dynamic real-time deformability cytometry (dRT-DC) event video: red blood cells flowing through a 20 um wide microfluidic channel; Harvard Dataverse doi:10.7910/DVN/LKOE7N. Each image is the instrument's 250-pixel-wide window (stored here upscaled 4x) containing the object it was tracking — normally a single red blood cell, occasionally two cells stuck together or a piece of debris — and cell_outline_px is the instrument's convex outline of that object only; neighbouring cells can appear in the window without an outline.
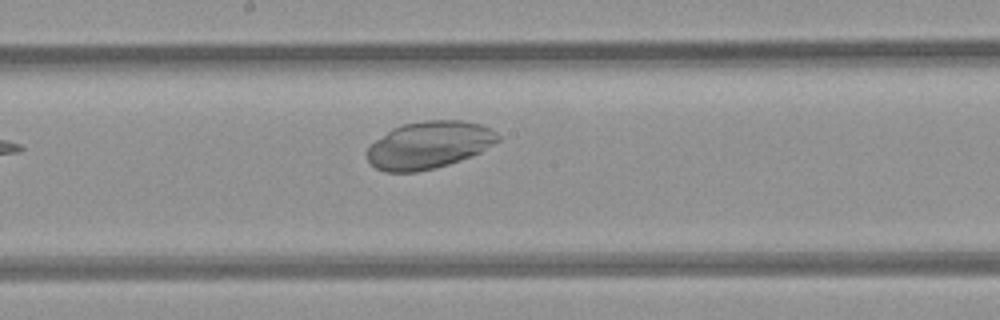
{"species": "common noctule bat (a hibernating species)", "species_latin": "Nyctalus noctula", "temperature_condition": "room temperature", "stored_images_in_passage": 6, "segment_of_instrument_passage": [1, 2], "camera_frame_rate_fps": 3000, "um_per_image_px": 0.085, "animal": {"sex": "female", "body_mass_g": 21.9}, "frame": {"image": 1, "passage_image": 5, "time_ms": 4.333, "image_size_px": [1000, 320], "cell_outline_px": [[500, 140], [480, 152], [460, 160], [448, 164], [416, 172], [384, 172], [376, 168], [368, 160], [364, 152], [376, 140], [392, 128], [404, 124], [424, 120], [464, 120], [480, 124], [492, 128], [500, 136]], "centroid_in_image_um": [36.46, 12.31], "position_along_channel_um": 211.7, "area_um2": 36.07}}